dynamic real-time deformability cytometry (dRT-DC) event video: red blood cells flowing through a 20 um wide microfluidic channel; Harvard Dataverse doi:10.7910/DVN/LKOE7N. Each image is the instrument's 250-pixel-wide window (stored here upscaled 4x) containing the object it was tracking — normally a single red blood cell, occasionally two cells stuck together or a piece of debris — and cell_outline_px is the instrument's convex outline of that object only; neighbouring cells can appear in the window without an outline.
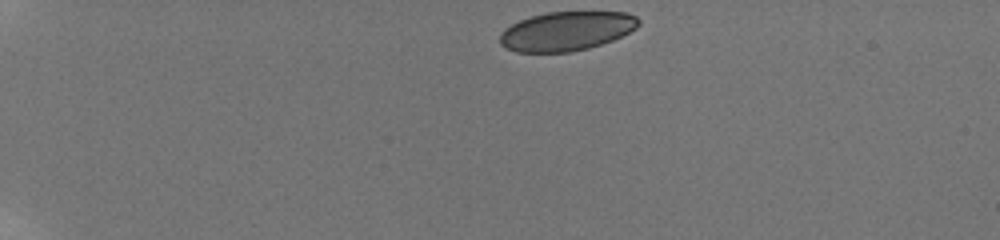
{"species": "human", "species_latin": "Homo sapiens", "temperature_condition": "room temperature", "stored_images_in_passage": 10, "camera_frame_rate_fps": 3000, "um_per_image_px": 0.085, "donor": {"sex": "male"}, "frame": {"image": 1, "passage_image": 1, "time_ms": 0.0, "image_size_px": [1000, 240], "cell_outline_px": [[640, 24], [636, 28], [612, 40], [588, 48], [572, 52], [516, 52], [504, 48], [500, 44], [500, 32], [504, 28], [520, 20], [532, 16], [548, 12], [628, 12], [636, 16], [640, 20]], "centroid_in_image_um": [48.13, 2.65], "position_along_channel_um": 36.9, "area_um2": 31.67}}
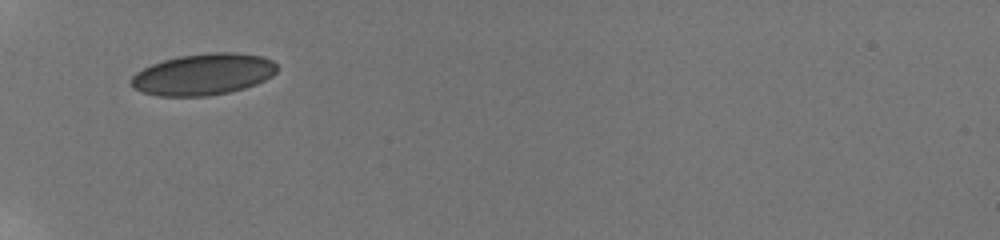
{"frame": {"image": 2, "passage_image": 6, "time_ms": 3.0, "image_size_px": [1000, 240], "cell_outline_px": [[276, 72], [272, 76], [256, 84], [244, 88], [228, 92], [208, 96], [156, 96], [132, 88], [128, 84], [128, 80], [136, 72], [152, 64], [164, 60], [180, 56], [212, 52], [236, 52], [260, 56], [272, 60], [276, 64]], "centroid_in_image_um": [17.24, 6.32], "position_along_channel_um": 67.8, "area_um2": 35.32}}